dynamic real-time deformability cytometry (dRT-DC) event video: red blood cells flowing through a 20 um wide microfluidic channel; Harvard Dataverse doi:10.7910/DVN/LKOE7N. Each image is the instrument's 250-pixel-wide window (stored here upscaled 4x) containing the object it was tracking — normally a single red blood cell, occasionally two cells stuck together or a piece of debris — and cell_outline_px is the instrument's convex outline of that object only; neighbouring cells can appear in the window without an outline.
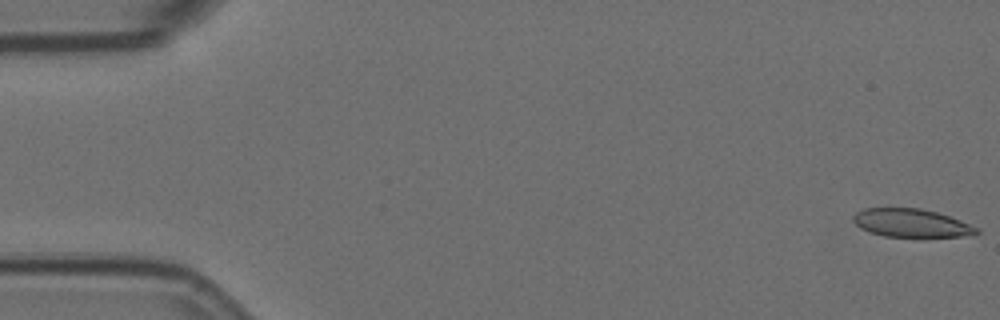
{"species": "Egyptian fruit bat (a non-hibernating species)", "species_latin": "Rousettus aegyptiacus", "temperature_condition": "room temperature", "stored_images_in_passage": 5, "camera_frame_rate_fps": 3000, "um_per_image_px": 0.085, "animal": {"sex": "female"}, "frame": {"image": 1, "passage_image": 1, "time_ms": 0.0, "image_size_px": [1000, 320], "cell_outline_px": [[980, 232], [972, 236], [884, 236], [868, 232], [860, 228], [852, 220], [852, 216], [856, 212], [864, 208], [920, 208], [936, 212], [960, 220], [980, 228]], "centroid_in_image_um": [77.45, 18.95], "position_along_channel_um": 7.5, "area_um2": 20.29}}